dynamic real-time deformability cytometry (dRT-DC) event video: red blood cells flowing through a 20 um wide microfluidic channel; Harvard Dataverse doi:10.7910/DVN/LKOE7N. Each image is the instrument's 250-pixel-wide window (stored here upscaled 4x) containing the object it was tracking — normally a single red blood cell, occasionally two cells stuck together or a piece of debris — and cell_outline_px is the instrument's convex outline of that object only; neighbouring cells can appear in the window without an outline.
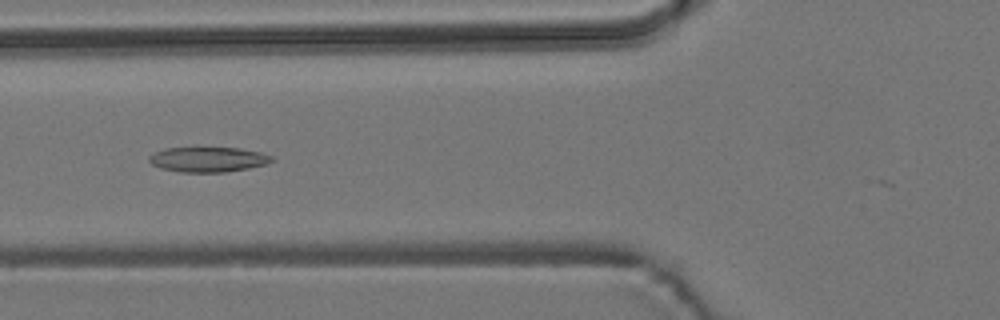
{"species": "common noctule bat (a hibernating species)", "species_latin": "Nyctalus noctula", "temperature_condition": "room temperature", "stored_images_in_passage": 8, "camera_frame_rate_fps": 3000, "um_per_image_px": 0.085, "animal": {"sex": "male", "body_mass_g": 19.2, "forearm_length_mm": 51.8}, "frame": {"image": 1, "passage_image": 5, "time_ms": 5.333, "image_size_px": [1000, 320], "cell_outline_px": [[276, 160], [264, 164], [248, 168], [224, 172], [180, 172], [160, 168], [152, 164], [148, 160], [148, 156], [164, 148], [196, 144], [240, 148], [260, 152], [272, 156]], "centroid_in_image_um": [17.64, 13.49], "position_along_channel_um": 108.2, "area_um2": 18.9}}
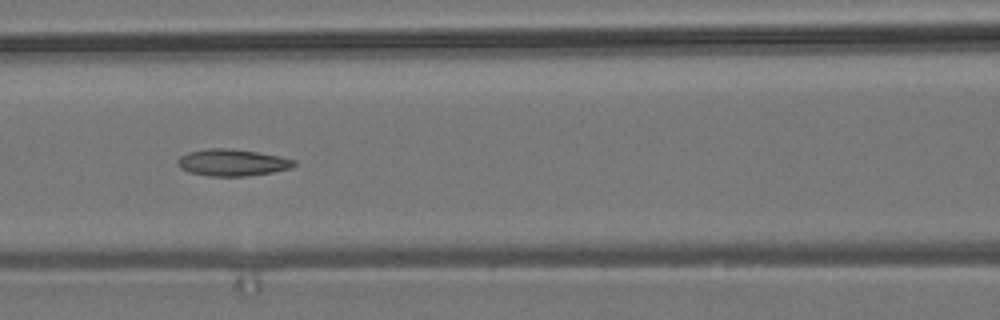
{"frame": {"image": 2, "passage_image": 6, "time_ms": 6.333, "image_size_px": [1000, 320], "cell_outline_px": [[296, 164], [288, 168], [272, 172], [248, 176], [208, 176], [188, 172], [180, 168], [176, 164], [176, 160], [180, 156], [188, 152], [208, 148], [228, 148], [256, 152], [280, 156], [296, 160]], "centroid_in_image_um": [19.69, 13.82], "position_along_channel_um": 146.9, "area_um2": 18.21}}
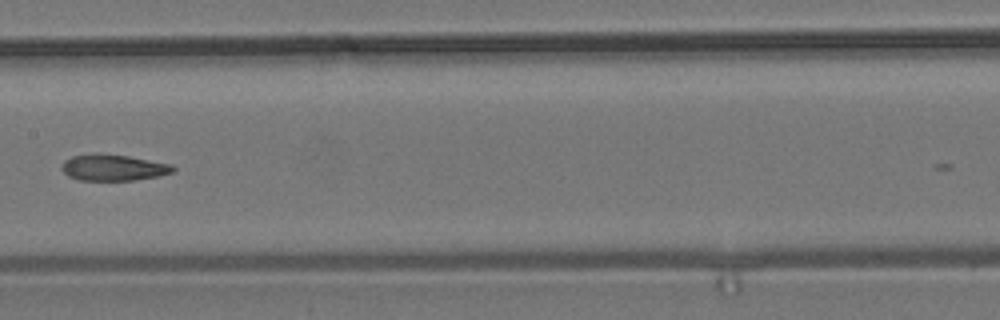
{"frame": {"image": 3, "passage_image": 7, "time_ms": 7.667, "image_size_px": [1000, 320], "cell_outline_px": [[176, 168], [172, 172], [160, 176], [132, 180], [80, 180], [68, 176], [60, 168], [64, 160], [72, 156], [92, 152], [96, 152], [128, 156], [172, 164]], "centroid_in_image_um": [9.6, 14.23], "position_along_channel_um": 197.8, "area_um2": 17.22}}